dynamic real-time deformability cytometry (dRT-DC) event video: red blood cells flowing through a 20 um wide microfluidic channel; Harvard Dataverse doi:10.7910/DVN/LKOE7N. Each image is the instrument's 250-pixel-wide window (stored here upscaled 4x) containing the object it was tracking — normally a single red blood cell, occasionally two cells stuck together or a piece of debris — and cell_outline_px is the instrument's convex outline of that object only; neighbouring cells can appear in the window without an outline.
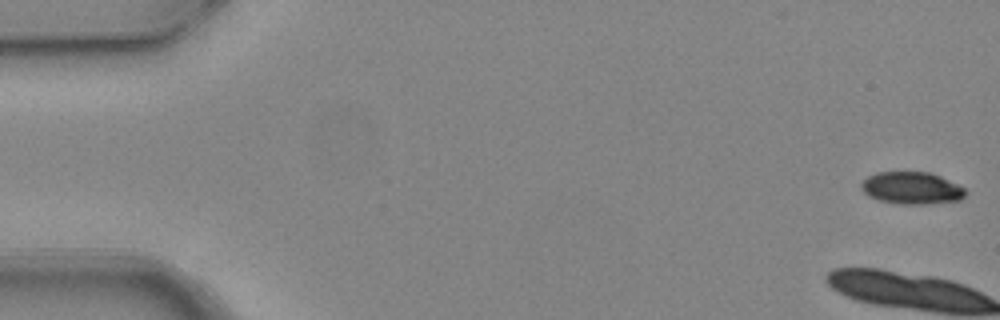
{"species": "common noctule bat (a hibernating species)", "species_latin": "Nyctalus noctula", "temperature_condition": "warm", "stored_images_in_passage": 8, "camera_frame_rate_fps": 3000, "um_per_image_px": 0.085, "animal": {"sex": "female", "body_mass_g": 24.6, "forearm_length_mm": 56.2}, "frame": {"image": 1, "passage_image": 1, "time_ms": 0.0, "image_size_px": [1000, 320], "cell_outline_px": [[968, 192], [960, 200], [924, 204], [900, 204], [880, 200], [868, 196], [860, 188], [860, 184], [868, 176], [876, 172], [928, 172], [940, 176], [964, 188]], "centroid_in_image_um": [77.47, 15.98], "position_along_channel_um": 7.5, "area_um2": 19.48}}
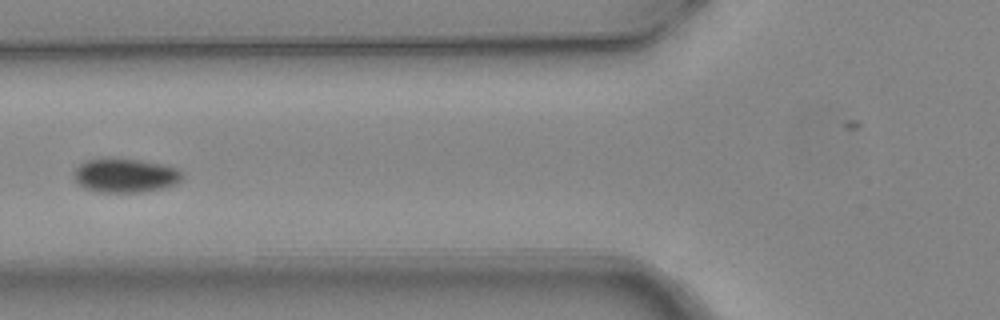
{"frame": {"image": 2, "passage_image": 7, "time_ms": 2.0, "image_size_px": [1000, 320], "cell_outline_px": [[184, 176], [176, 184], [164, 188], [148, 192], [96, 192], [84, 188], [76, 184], [72, 176], [72, 172], [84, 160], [104, 156], [140, 160], [164, 164], [176, 168], [184, 172]], "centroid_in_image_um": [10.6, 14.9], "position_along_channel_um": 115.2, "area_um2": 22.43}}
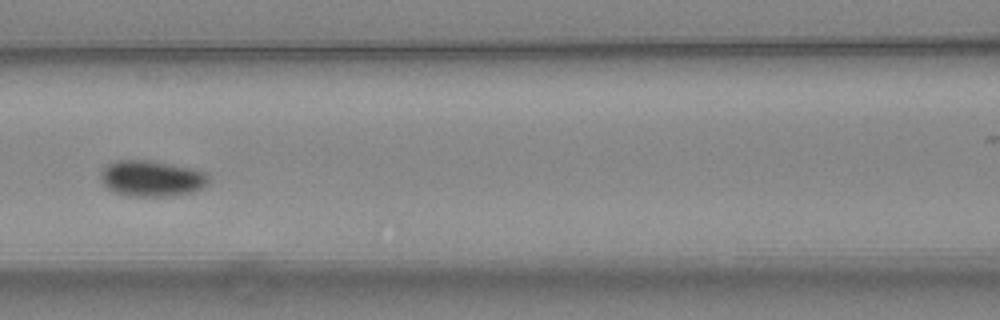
{"frame": {"image": 3, "passage_image": 8, "time_ms": 2.333, "image_size_px": [1000, 320], "cell_outline_px": [[208, 184], [204, 188], [196, 192], [172, 196], [128, 196], [112, 192], [100, 180], [100, 172], [112, 160], [152, 160], [192, 168], [208, 172]], "centroid_in_image_um": [12.91, 15.17], "position_along_channel_um": 153.7, "area_um2": 23.18}}